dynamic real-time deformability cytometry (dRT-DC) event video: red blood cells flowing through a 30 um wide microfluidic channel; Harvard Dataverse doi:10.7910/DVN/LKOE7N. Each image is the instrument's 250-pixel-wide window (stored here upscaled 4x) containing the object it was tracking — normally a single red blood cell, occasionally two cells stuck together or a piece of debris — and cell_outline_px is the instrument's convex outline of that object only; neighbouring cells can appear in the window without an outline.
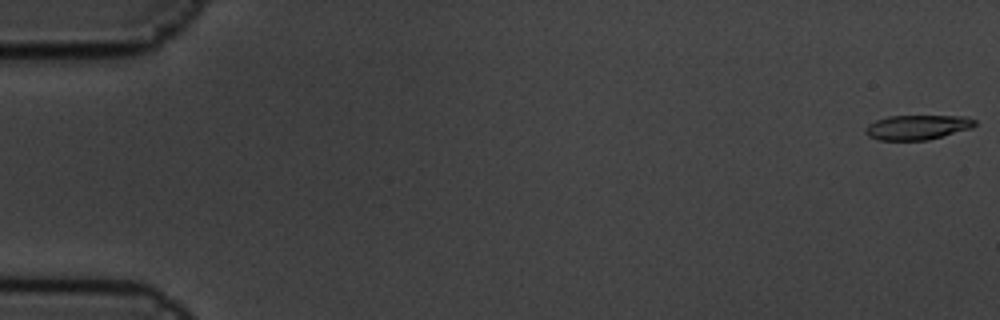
{"species": "common noctule bat (a hibernating species)", "species_latin": "Nyctalus noctula", "temperature_condition": "cold", "stored_images_in_passage": 4, "camera_frame_rate_fps": 3000, "um_per_image_px": 0.085, "animal": {"sex": "male", "body_mass_g": 19.5, "forearm_length_mm": 54.6}, "frame": {"image": 1, "passage_image": 1, "time_ms": 0.0, "image_size_px": [1000, 320], "cell_outline_px": [[976, 124], [972, 128], [928, 140], [880, 140], [868, 136], [864, 132], [864, 128], [868, 124], [876, 120], [888, 116], [964, 116], [976, 120]], "centroid_in_image_um": [77.96, 10.82], "position_along_channel_um": 7.0, "area_um2": 15.78}}